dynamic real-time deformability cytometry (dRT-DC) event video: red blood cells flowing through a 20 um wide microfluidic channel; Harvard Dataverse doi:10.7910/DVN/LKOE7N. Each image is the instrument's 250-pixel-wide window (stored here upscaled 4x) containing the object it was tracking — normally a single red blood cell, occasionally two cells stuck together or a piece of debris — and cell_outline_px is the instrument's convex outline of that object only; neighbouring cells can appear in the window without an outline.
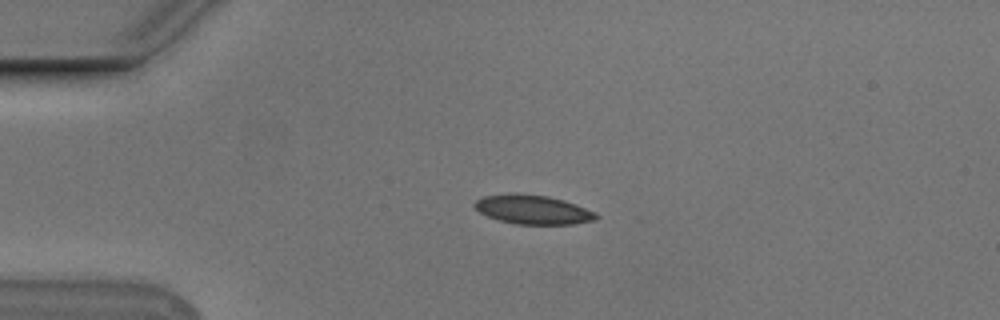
{"species": "Egyptian fruit bat (a non-hibernating species)", "species_latin": "Rousettus aegyptiacus", "temperature_condition": "cold", "stored_images_in_passage": 43, "camera_frame_rate_fps": 3000, "um_per_image_px": 0.085, "animal": {"sex": "male"}, "frame": {"image": 1, "passage_image": 1, "time_ms": 0.0, "image_size_px": [1000, 320], "cell_outline_px": [[600, 216], [596, 220], [572, 224], [516, 224], [500, 220], [488, 216], [480, 212], [472, 204], [476, 200], [484, 196], [548, 196], [564, 200], [576, 204], [596, 212]], "centroid_in_image_um": [45.39, 17.86], "position_along_channel_um": 39.6, "area_um2": 19.83}}
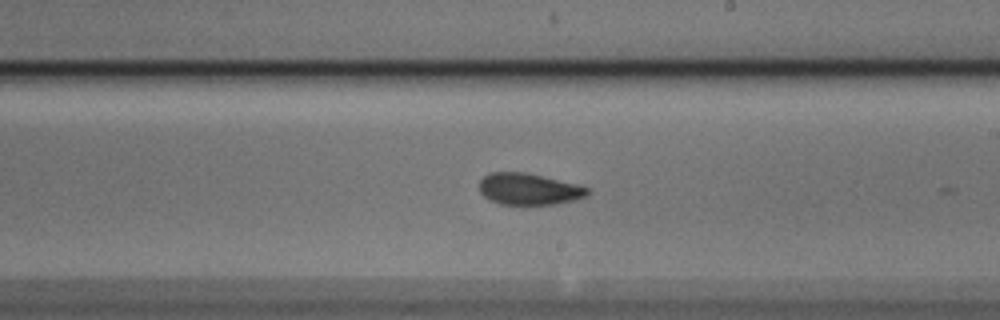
{"frame": {"image": 2, "passage_image": 20, "time_ms": 6.333, "image_size_px": [1000, 320], "cell_outline_px": [[588, 196], [556, 204], [500, 204], [488, 200], [480, 192], [480, 180], [484, 176], [492, 172], [524, 172], [580, 184], [588, 188]], "centroid_in_image_um": [44.95, 16.07], "position_along_channel_um": 244.0, "area_um2": 19.88}}
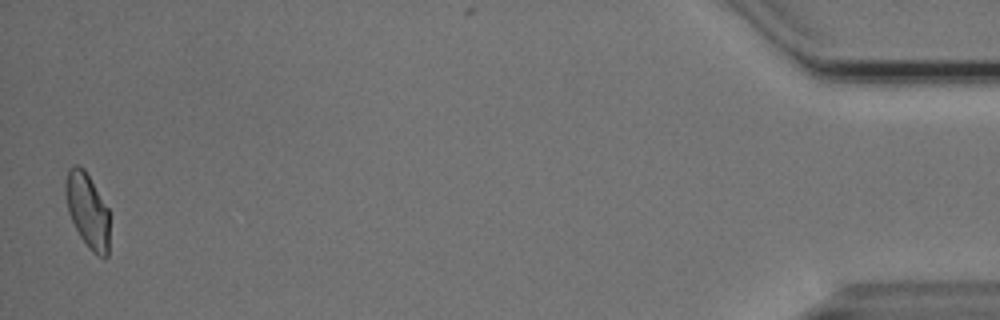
{"frame": {"image": 3, "passage_image": 42, "time_ms": 13.667, "image_size_px": [1000, 320], "cell_outline_px": [[108, 256], [104, 260], [92, 252], [88, 248], [80, 236], [68, 212], [64, 192], [64, 184], [68, 168], [72, 164], [76, 164], [84, 168], [108, 208]], "centroid_in_image_um": [7.41, 17.87], "position_along_channel_um": 427.8, "area_um2": 19.31}, "authors_computed_cell_mechanics": {"area_um2": 19.9988, "velocity_mm_per_s": 3.739, "shape_relaxation_time_tau1_ms": 6.5923, "shape_relaxation_time_tau2_ms": 2.2956, "deformation_change_tau1": 0.1419, "deformation_change_tau2": 0.0664}}